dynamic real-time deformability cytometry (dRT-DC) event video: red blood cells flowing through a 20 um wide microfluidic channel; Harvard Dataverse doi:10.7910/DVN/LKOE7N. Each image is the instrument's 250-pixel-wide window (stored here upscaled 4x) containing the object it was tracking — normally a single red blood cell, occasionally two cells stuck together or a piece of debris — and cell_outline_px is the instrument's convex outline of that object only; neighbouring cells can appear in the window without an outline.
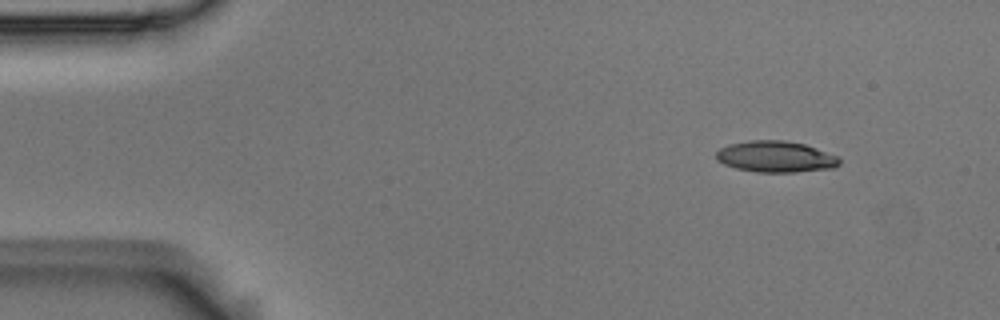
{"species": "Egyptian fruit bat (a non-hibernating species)", "species_latin": "Rousettus aegyptiacus", "temperature_condition": "room temperature", "stored_images_in_passage": 3, "camera_frame_rate_fps": 3000, "um_per_image_px": 0.085, "animal": {"sex": "male"}, "frame": {"image": 1, "passage_image": 1, "time_ms": 0.0, "image_size_px": [1000, 320], "cell_outline_px": [[840, 164], [832, 168], [792, 172], [756, 172], [736, 168], [724, 164], [716, 160], [716, 152], [720, 148], [728, 144], [748, 140], [784, 140], [804, 144], [816, 148], [836, 156], [840, 160]], "centroid_in_image_um": [65.88, 13.31], "position_along_channel_um": 19.1, "area_um2": 22.37}}